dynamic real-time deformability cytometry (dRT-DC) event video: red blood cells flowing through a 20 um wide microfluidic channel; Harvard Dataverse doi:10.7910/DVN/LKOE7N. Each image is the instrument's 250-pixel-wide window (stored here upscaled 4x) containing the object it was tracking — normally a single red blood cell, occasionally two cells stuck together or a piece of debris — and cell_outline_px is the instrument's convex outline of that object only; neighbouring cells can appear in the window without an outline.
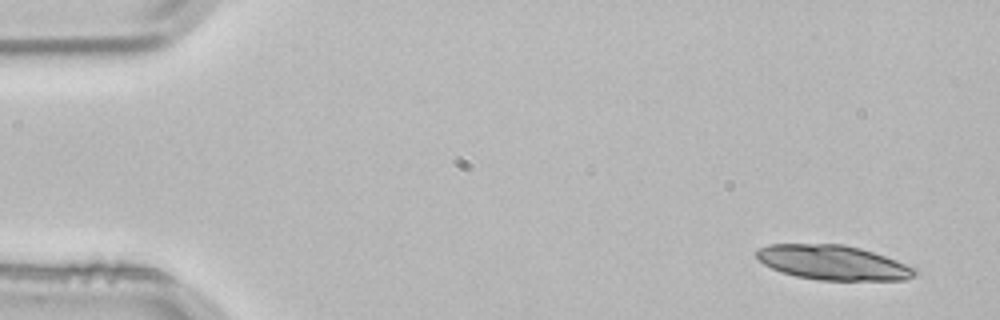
{"species": "common noctule bat (a hibernating species)", "species_latin": "Nyctalus noctula", "temperature_condition": "room temperature", "stored_images_in_passage": 3, "camera_frame_rate_fps": 3000, "um_per_image_px": 0.085, "animal": {"sex": "male", "body_mass_g": 21.5, "forearm_length_mm": 52.0}, "frame": {"image": 1, "passage_image": 1, "time_ms": 0.0, "image_size_px": [1000, 320], "cell_outline_px": [[920, 272], [916, 276], [904, 280], [820, 280], [796, 276], [780, 272], [764, 264], [756, 256], [756, 252], [760, 248], [768, 244], [844, 244], [860, 248], [884, 256], [916, 268]], "centroid_in_image_um": [70.82, 22.32], "position_along_channel_um": 14.2, "area_um2": 31.91}}
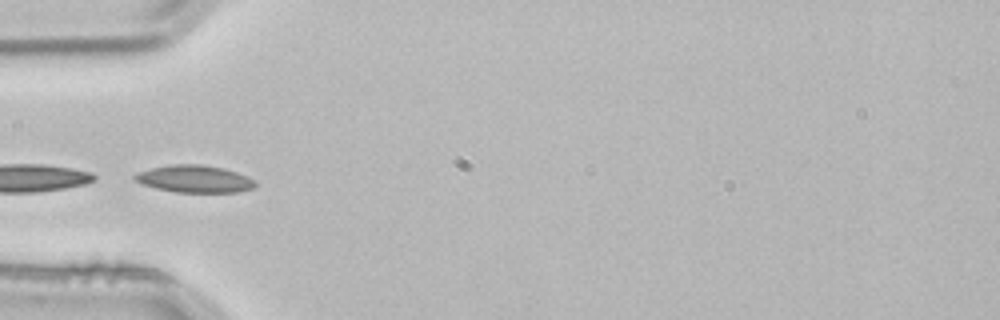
{"frame": {"image": 2, "passage_image": 3, "time_ms": 0.667, "image_size_px": [1000, 320], "cell_outline_px": [[256, 184], [252, 188], [236, 192], [176, 192], [156, 188], [140, 184], [132, 180], [132, 176], [136, 172], [168, 164], [200, 164], [224, 168], [248, 176], [256, 180]], "centroid_in_image_um": [16.48, 15.2], "position_along_channel_um": 68.5, "area_um2": 19.36}}